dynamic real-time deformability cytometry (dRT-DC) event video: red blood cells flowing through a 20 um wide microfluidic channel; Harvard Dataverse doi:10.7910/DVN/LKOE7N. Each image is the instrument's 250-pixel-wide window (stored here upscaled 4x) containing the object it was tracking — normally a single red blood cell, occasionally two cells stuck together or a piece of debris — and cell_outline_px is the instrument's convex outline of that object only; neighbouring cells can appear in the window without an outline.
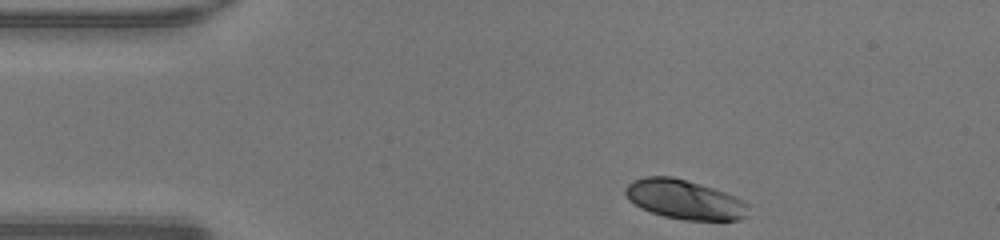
{"species": "human", "species_latin": "Homo sapiens", "temperature_condition": "warm", "stored_images_in_passage": 32, "camera_frame_rate_fps": 3000, "um_per_image_px": 0.085, "donor": {"sex": "male"}, "frame": {"image": 1, "passage_image": 1, "time_ms": 0.0, "image_size_px": [1000, 240], "cell_outline_px": [[748, 216], [740, 220], [684, 220], [664, 216], [640, 208], [628, 200], [624, 192], [624, 188], [632, 180], [644, 176], [672, 176], [712, 188], [736, 196], [744, 200], [748, 204]], "centroid_in_image_um": [58.17, 16.96], "position_along_channel_um": 26.8, "area_um2": 28.38}}
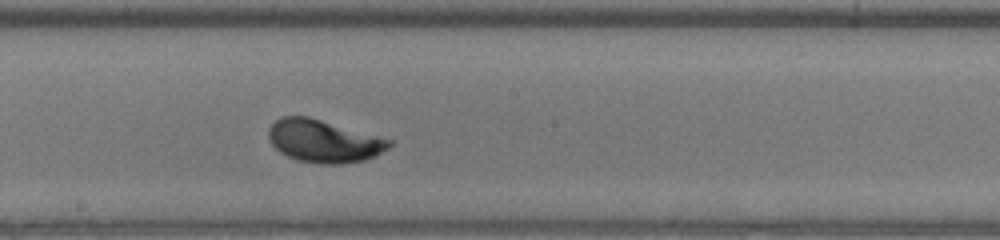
{"frame": {"image": 2, "passage_image": 19, "time_ms": 6.0, "image_size_px": [1000, 240], "cell_outline_px": [[392, 144], [388, 148], [364, 160], [340, 164], [320, 164], [300, 160], [288, 156], [280, 152], [272, 144], [268, 136], [268, 128], [276, 120], [284, 116], [308, 116], [392, 140]], "centroid_in_image_um": [27.49, 11.98], "position_along_channel_um": 220.7, "area_um2": 29.54}}
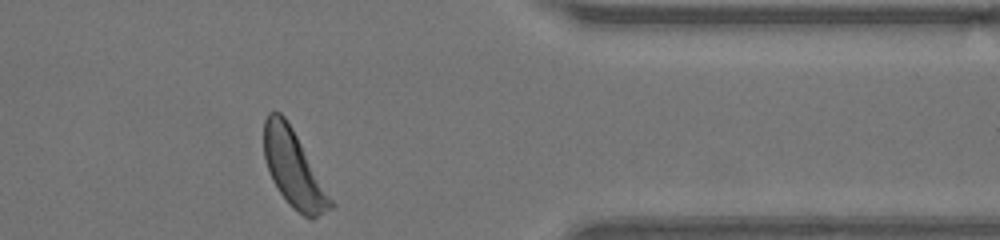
{"frame": {"image": 3, "passage_image": 32, "time_ms": 10.333, "image_size_px": [1000, 240], "cell_outline_px": [[336, 204], [332, 208], [312, 220], [304, 216], [292, 208], [280, 192], [272, 180], [264, 156], [264, 120], [268, 112], [280, 112], [284, 116], [292, 128]], "centroid_in_image_um": [24.98, 14.37], "position_along_channel_um": 386.4, "area_um2": 29.48}, "authors_computed_cell_mechanics": {"area_um2": 28.8711, "velocity_mm_per_s": 4.2813, "shape_relaxation_time_tau1_ms": 2.3322, "shape_relaxation_time_tau2_ms": null, "deformation_change_tau1": 0.1495, "deformation_change_tau2": null}}